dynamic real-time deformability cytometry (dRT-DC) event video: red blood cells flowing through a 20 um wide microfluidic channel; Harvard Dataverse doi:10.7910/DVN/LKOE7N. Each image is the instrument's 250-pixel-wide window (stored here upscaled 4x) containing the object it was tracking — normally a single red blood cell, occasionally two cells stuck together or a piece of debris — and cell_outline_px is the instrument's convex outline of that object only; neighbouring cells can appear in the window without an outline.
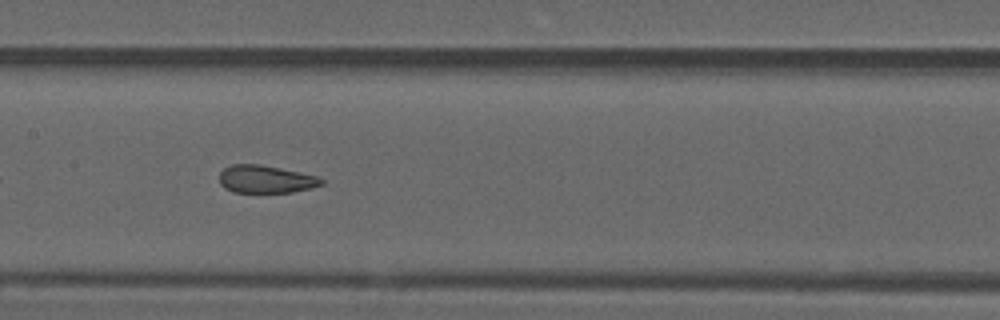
{"species": "common noctule bat (a hibernating species)", "species_latin": "Nyctalus noctula", "temperature_condition": "warm", "stored_images_in_passage": 39, "camera_frame_rate_fps": 3000, "um_per_image_px": 0.085, "animal": {"sex": "male", "forearm_length_mm": 52.5}, "frame": {"image": 1, "passage_image": 12, "time_ms": 3.667, "image_size_px": [1000, 320], "cell_outline_px": [[324, 184], [312, 188], [292, 192], [232, 192], [224, 188], [220, 184], [220, 172], [224, 168], [232, 164], [260, 164], [280, 168], [316, 176], [324, 180]], "centroid_in_image_um": [22.57, 15.23], "position_along_channel_um": 184.8, "area_um2": 16.47}, "authors_computed_cell_mechanics": {"area_um2": 17.2822, "velocity_mm_per_s": 3.813, "shape_relaxation_time_tau1_ms": null, "shape_relaxation_time_tau2_ms": 1.0304, "deformation_change_tau1": null, "deformation_change_tau2": 0.0691}}